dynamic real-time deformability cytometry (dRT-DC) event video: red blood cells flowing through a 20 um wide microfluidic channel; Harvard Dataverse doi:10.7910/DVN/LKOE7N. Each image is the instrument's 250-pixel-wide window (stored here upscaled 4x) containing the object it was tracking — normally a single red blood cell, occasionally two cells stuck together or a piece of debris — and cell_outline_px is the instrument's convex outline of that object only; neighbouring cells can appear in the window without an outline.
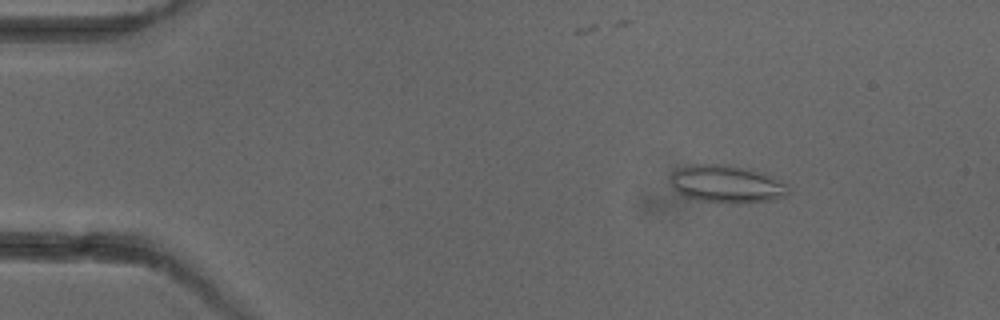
{"species": "common noctule bat (a hibernating species)", "species_latin": "Nyctalus noctula", "temperature_condition": "cold", "stored_images_in_passage": 6, "camera_frame_rate_fps": 3000, "um_per_image_px": 0.085, "animal": {"sex": "female"}, "frame": {"image": 1, "passage_image": 3, "time_ms": 2.333, "image_size_px": [1000, 320], "cell_outline_px": [[788, 196], [772, 200], [736, 204], [732, 204], [700, 200], [688, 196], [680, 192], [672, 184], [672, 172], [680, 168], [692, 164], [728, 164], [752, 168], [772, 176], [788, 184]], "centroid_in_image_um": [61.86, 15.63], "position_along_channel_um": 23.1, "area_um2": 25.95}}